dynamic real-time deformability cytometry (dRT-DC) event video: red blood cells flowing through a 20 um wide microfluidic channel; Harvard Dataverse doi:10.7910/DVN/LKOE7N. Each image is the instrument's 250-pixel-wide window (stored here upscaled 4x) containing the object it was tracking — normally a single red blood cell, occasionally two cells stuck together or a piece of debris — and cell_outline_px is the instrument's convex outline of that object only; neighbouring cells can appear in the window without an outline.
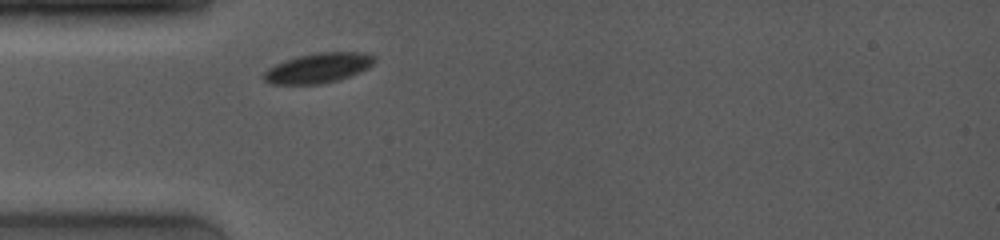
{"species": "common noctule bat (a hibernating species)", "species_latin": "Nyctalus noctula", "temperature_condition": "room temperature", "stored_images_in_passage": 2, "camera_frame_rate_fps": 4000, "um_per_image_px": 0.085, "animal": {"sex": "female", "body_mass_g": 19.0, "forearm_length_mm": 53.3}, "frame": {"image": 1, "passage_image": 2, "time_ms": 1.0, "image_size_px": [1000, 240], "cell_outline_px": [[376, 60], [368, 68], [340, 80], [324, 84], [272, 84], [264, 80], [264, 72], [268, 68], [284, 60], [300, 56], [320, 52], [360, 52], [376, 56]], "centroid_in_image_um": [27.07, 5.78], "position_along_channel_um": 57.9, "area_um2": 19.25}}